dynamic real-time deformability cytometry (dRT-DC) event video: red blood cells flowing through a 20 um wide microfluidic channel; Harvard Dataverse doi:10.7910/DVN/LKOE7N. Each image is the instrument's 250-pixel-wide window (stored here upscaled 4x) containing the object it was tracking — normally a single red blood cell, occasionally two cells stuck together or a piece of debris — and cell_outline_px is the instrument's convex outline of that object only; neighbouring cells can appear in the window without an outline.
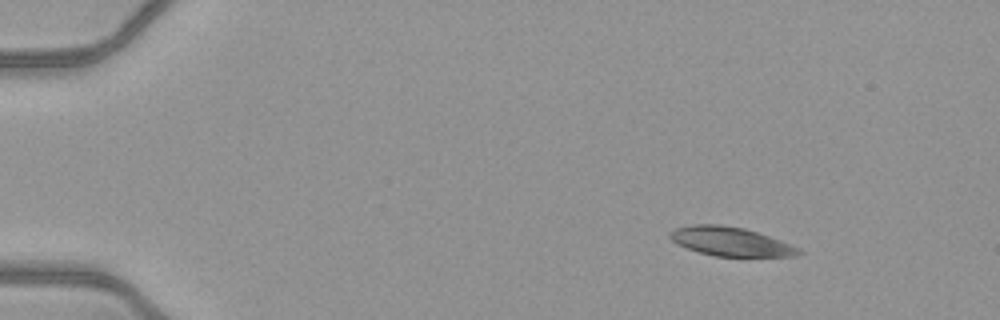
{"species": "common noctule bat (a hibernating species)", "species_latin": "Nyctalus noctula", "temperature_condition": "warm", "stored_images_in_passage": 45, "camera_frame_rate_fps": 3000, "um_per_image_px": 0.085, "animal": {"sex": "female", "body_mass_g": 21.9}, "frame": {"image": 1, "passage_image": 1, "time_ms": 0.0, "image_size_px": [1000, 320], "cell_outline_px": [[804, 252], [796, 256], [716, 256], [700, 252], [676, 244], [668, 236], [668, 232], [676, 228], [692, 224], [720, 224], [744, 228], [780, 240], [800, 248]], "centroid_in_image_um": [62.08, 20.52], "position_along_channel_um": 22.9, "area_um2": 21.62}}
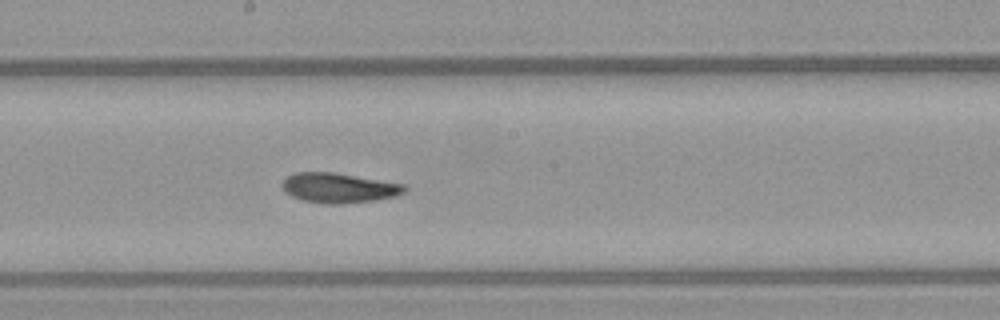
{"frame": {"image": 2, "passage_image": 23, "time_ms": 7.333, "image_size_px": [1000, 320], "cell_outline_px": [[408, 188], [404, 192], [396, 196], [376, 200], [340, 204], [324, 204], [304, 200], [292, 196], [284, 192], [280, 184], [288, 176], [296, 172], [332, 172], [404, 184]], "centroid_in_image_um": [28.79, 15.97], "position_along_channel_um": 219.4, "area_um2": 21.27}}
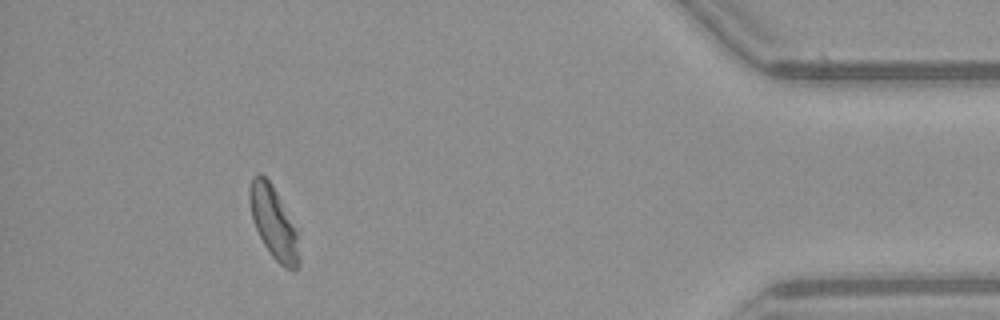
{"frame": {"image": 3, "passage_image": 41, "time_ms": 13.333, "image_size_px": [1000, 320], "cell_outline_px": [[300, 264], [296, 268], [284, 268], [272, 256], [264, 244], [252, 220], [248, 200], [248, 188], [252, 176], [256, 172], [260, 172], [272, 184], [296, 228], [300, 256]], "centroid_in_image_um": [23.23, 18.88], "position_along_channel_um": 412.0, "area_um2": 20.87}, "authors_computed_cell_mechanics": {"area_um2": 21.5594, "velocity_mm_per_s": 4.0867, "shape_relaxation_time_tau1_ms": 8.8766, "shape_relaxation_time_tau2_ms": 4.1745, "deformation_change_tau1": 0.1826, "deformation_change_tau2": 0.1188}}